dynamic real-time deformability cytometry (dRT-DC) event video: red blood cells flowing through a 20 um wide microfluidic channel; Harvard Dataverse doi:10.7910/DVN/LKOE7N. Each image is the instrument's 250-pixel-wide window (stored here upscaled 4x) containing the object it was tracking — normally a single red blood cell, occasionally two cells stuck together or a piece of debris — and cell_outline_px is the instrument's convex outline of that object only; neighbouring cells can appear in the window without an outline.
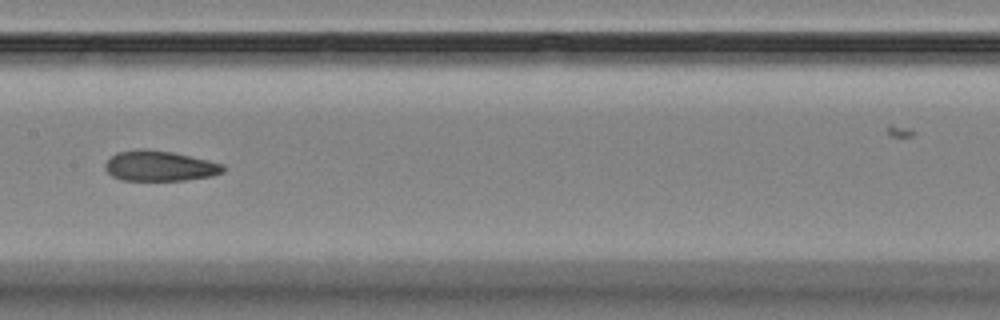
{"species": "Egyptian fruit bat (a non-hibernating species)", "species_latin": "Rousettus aegyptiacus", "temperature_condition": "room temperature", "stored_images_in_passage": 8, "camera_frame_rate_fps": 3000, "um_per_image_px": 0.085, "animal": {"sex": "female"}, "frame": {"image": 1, "passage_image": 8, "time_ms": 8.0, "image_size_px": [1000, 320], "cell_outline_px": [[224, 172], [212, 176], [184, 180], [124, 180], [112, 176], [104, 168], [104, 164], [116, 152], [144, 148], [172, 152], [208, 160], [224, 164]], "centroid_in_image_um": [13.57, 14.1], "position_along_channel_um": 193.8, "area_um2": 20.81}}